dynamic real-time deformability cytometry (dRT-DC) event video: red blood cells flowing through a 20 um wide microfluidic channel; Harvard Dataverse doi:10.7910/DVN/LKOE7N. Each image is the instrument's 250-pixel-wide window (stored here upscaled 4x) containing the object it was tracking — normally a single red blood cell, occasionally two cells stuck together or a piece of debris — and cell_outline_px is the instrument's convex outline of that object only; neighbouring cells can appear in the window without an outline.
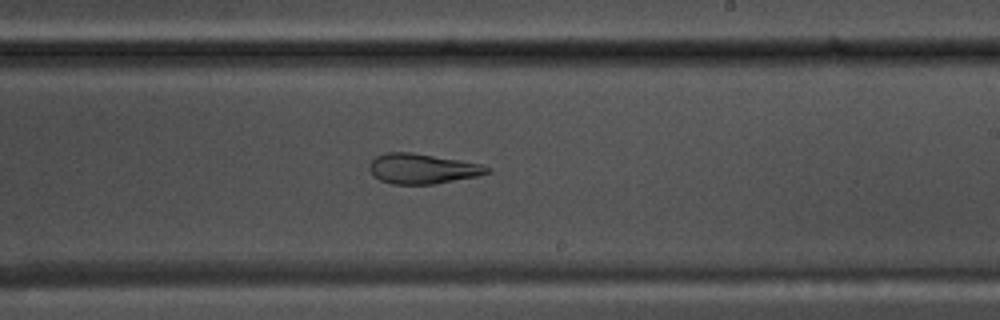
{"species": "common noctule bat (a hibernating species)", "species_latin": "Nyctalus noctula", "temperature_condition": "warm", "stored_images_in_passage": 41, "camera_frame_rate_fps": 3000, "um_per_image_px": 0.085, "animal": {"sex": "male", "body_mass_g": 17.5, "forearm_length_mm": 52.3}, "frame": {"image": 1, "passage_image": 19, "time_ms": 6.0, "image_size_px": [1000, 320], "cell_outline_px": [[492, 172], [476, 176], [432, 184], [392, 184], [380, 180], [372, 176], [368, 168], [368, 164], [376, 156], [384, 152], [412, 152], [460, 160], [480, 164], [492, 168]], "centroid_in_image_um": [35.86, 14.33], "position_along_channel_um": 253.1, "area_um2": 20.75}}
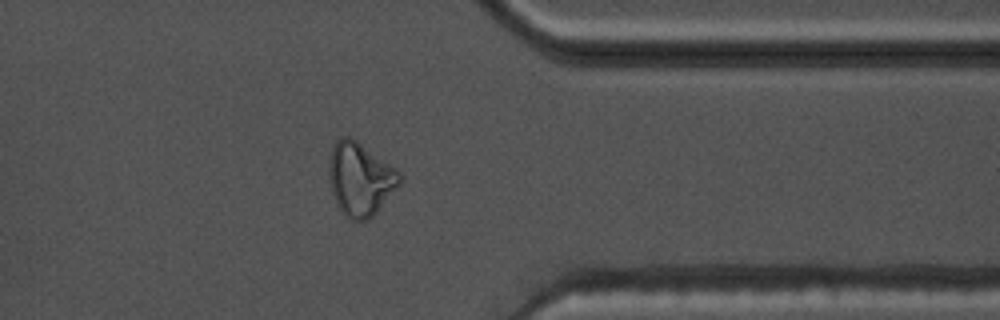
{"frame": {"image": 2, "passage_image": 30, "time_ms": 9.667, "image_size_px": [1000, 320], "cell_outline_px": [[404, 176], [400, 184], [376, 212], [368, 220], [352, 220], [344, 216], [336, 204], [332, 192], [328, 176], [328, 168], [332, 148], [336, 140], [340, 136], [348, 136], [356, 140], [396, 168]], "centroid_in_image_um": [30.61, 15.21], "position_along_channel_um": 380.8, "area_um2": 30.23}}
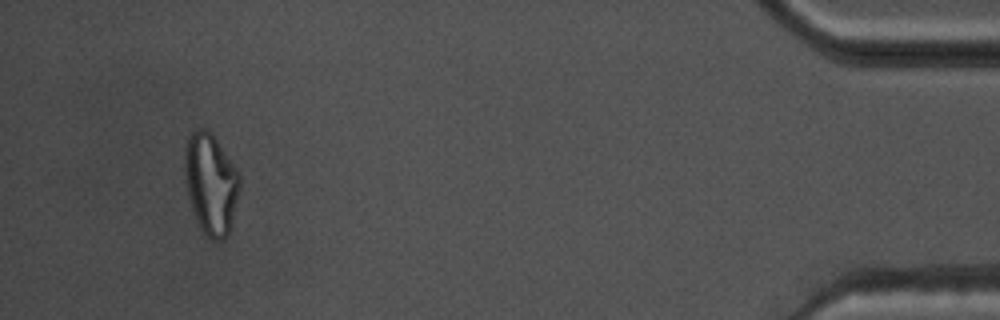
{"frame": {"image": 3, "passage_image": 38, "time_ms": 12.333, "image_size_px": [1000, 320], "cell_outline_px": [[240, 188], [228, 236], [220, 240], [212, 240], [200, 228], [196, 220], [188, 196], [184, 172], [184, 148], [188, 136], [196, 128], [204, 128], [212, 132], [240, 172]], "centroid_in_image_um": [17.92, 15.57], "position_along_channel_um": 417.3, "area_um2": 32.71}, "authors_computed_cell_mechanics": {"area_um2": 21.8484, "velocity_mm_per_s": 3.7075, "shape_relaxation_time_tau1_ms": null, "shape_relaxation_time_tau2_ms": 2.6981, "deformation_change_tau1": null, "deformation_change_tau2": 0.1241}}